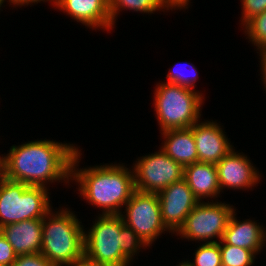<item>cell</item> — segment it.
<instances>
[{
  "mask_svg": "<svg viewBox=\"0 0 266 266\" xmlns=\"http://www.w3.org/2000/svg\"><path fill=\"white\" fill-rule=\"evenodd\" d=\"M43 219H28L1 227V233L17 256L40 253Z\"/></svg>",
  "mask_w": 266,
  "mask_h": 266,
  "instance_id": "5bb4252c",
  "label": "cell"
},
{
  "mask_svg": "<svg viewBox=\"0 0 266 266\" xmlns=\"http://www.w3.org/2000/svg\"><path fill=\"white\" fill-rule=\"evenodd\" d=\"M163 223L175 234L183 226L199 200L194 196L188 183L182 179L157 193Z\"/></svg>",
  "mask_w": 266,
  "mask_h": 266,
  "instance_id": "30bf717a",
  "label": "cell"
},
{
  "mask_svg": "<svg viewBox=\"0 0 266 266\" xmlns=\"http://www.w3.org/2000/svg\"><path fill=\"white\" fill-rule=\"evenodd\" d=\"M3 176V170H2V157L0 156V178Z\"/></svg>",
  "mask_w": 266,
  "mask_h": 266,
  "instance_id": "4dcf8cb0",
  "label": "cell"
},
{
  "mask_svg": "<svg viewBox=\"0 0 266 266\" xmlns=\"http://www.w3.org/2000/svg\"><path fill=\"white\" fill-rule=\"evenodd\" d=\"M220 190L252 189L260 182L261 174L251 160L242 153L231 150L217 164Z\"/></svg>",
  "mask_w": 266,
  "mask_h": 266,
  "instance_id": "8fae6325",
  "label": "cell"
},
{
  "mask_svg": "<svg viewBox=\"0 0 266 266\" xmlns=\"http://www.w3.org/2000/svg\"><path fill=\"white\" fill-rule=\"evenodd\" d=\"M162 146H160L169 157L181 164L183 167L198 161V154L192 130L171 129L162 131Z\"/></svg>",
  "mask_w": 266,
  "mask_h": 266,
  "instance_id": "e0dca14e",
  "label": "cell"
},
{
  "mask_svg": "<svg viewBox=\"0 0 266 266\" xmlns=\"http://www.w3.org/2000/svg\"><path fill=\"white\" fill-rule=\"evenodd\" d=\"M242 28L256 50L266 49V11L249 19Z\"/></svg>",
  "mask_w": 266,
  "mask_h": 266,
  "instance_id": "ffe728a7",
  "label": "cell"
},
{
  "mask_svg": "<svg viewBox=\"0 0 266 266\" xmlns=\"http://www.w3.org/2000/svg\"><path fill=\"white\" fill-rule=\"evenodd\" d=\"M242 4L241 25L243 26L249 19L266 11V0H240Z\"/></svg>",
  "mask_w": 266,
  "mask_h": 266,
  "instance_id": "cb8c5ba5",
  "label": "cell"
},
{
  "mask_svg": "<svg viewBox=\"0 0 266 266\" xmlns=\"http://www.w3.org/2000/svg\"><path fill=\"white\" fill-rule=\"evenodd\" d=\"M177 65L172 67L173 69H169V72L166 75V77H167L166 82L177 84V85H180L183 87H187V88L196 90L195 89V87H196L195 83L197 82V79L199 78V76H198L199 72H197L195 66L192 65V63L190 64L188 62L181 64L179 68H177ZM186 66H187V68H186ZM174 68H176V69H174ZM186 70H189L190 73L188 71H187V73H185Z\"/></svg>",
  "mask_w": 266,
  "mask_h": 266,
  "instance_id": "7402d4cb",
  "label": "cell"
},
{
  "mask_svg": "<svg viewBox=\"0 0 266 266\" xmlns=\"http://www.w3.org/2000/svg\"><path fill=\"white\" fill-rule=\"evenodd\" d=\"M171 6L176 10L178 9H188L190 0H167Z\"/></svg>",
  "mask_w": 266,
  "mask_h": 266,
  "instance_id": "f1b7e54d",
  "label": "cell"
},
{
  "mask_svg": "<svg viewBox=\"0 0 266 266\" xmlns=\"http://www.w3.org/2000/svg\"><path fill=\"white\" fill-rule=\"evenodd\" d=\"M196 144L198 161L217 164L231 150L233 145L226 132L216 121L198 120L191 128Z\"/></svg>",
  "mask_w": 266,
  "mask_h": 266,
  "instance_id": "7c38bea8",
  "label": "cell"
},
{
  "mask_svg": "<svg viewBox=\"0 0 266 266\" xmlns=\"http://www.w3.org/2000/svg\"><path fill=\"white\" fill-rule=\"evenodd\" d=\"M69 208L53 212L43 218L42 248L54 266H67L84 257V226Z\"/></svg>",
  "mask_w": 266,
  "mask_h": 266,
  "instance_id": "3957f363",
  "label": "cell"
},
{
  "mask_svg": "<svg viewBox=\"0 0 266 266\" xmlns=\"http://www.w3.org/2000/svg\"><path fill=\"white\" fill-rule=\"evenodd\" d=\"M196 249L193 261L186 260L190 266H222L219 241L200 243Z\"/></svg>",
  "mask_w": 266,
  "mask_h": 266,
  "instance_id": "44dd1931",
  "label": "cell"
},
{
  "mask_svg": "<svg viewBox=\"0 0 266 266\" xmlns=\"http://www.w3.org/2000/svg\"><path fill=\"white\" fill-rule=\"evenodd\" d=\"M120 235H122V253L131 262H133L135 254H139L141 248L148 247L130 227L124 224L122 217Z\"/></svg>",
  "mask_w": 266,
  "mask_h": 266,
  "instance_id": "603a6c76",
  "label": "cell"
},
{
  "mask_svg": "<svg viewBox=\"0 0 266 266\" xmlns=\"http://www.w3.org/2000/svg\"><path fill=\"white\" fill-rule=\"evenodd\" d=\"M10 1V5H14L15 6V8H16V5L19 7H22V6H28L29 4L30 5H32L33 3L34 4H37V3H40L41 1H43V2H53L54 3V1L55 0H9ZM12 3V4H11Z\"/></svg>",
  "mask_w": 266,
  "mask_h": 266,
  "instance_id": "83f0119b",
  "label": "cell"
},
{
  "mask_svg": "<svg viewBox=\"0 0 266 266\" xmlns=\"http://www.w3.org/2000/svg\"><path fill=\"white\" fill-rule=\"evenodd\" d=\"M51 4L89 29L112 30L109 0H55Z\"/></svg>",
  "mask_w": 266,
  "mask_h": 266,
  "instance_id": "4fadbf2b",
  "label": "cell"
},
{
  "mask_svg": "<svg viewBox=\"0 0 266 266\" xmlns=\"http://www.w3.org/2000/svg\"><path fill=\"white\" fill-rule=\"evenodd\" d=\"M77 149V145L47 139L13 145L8 154L1 155L3 176L29 186L48 188L47 184L63 181L69 185Z\"/></svg>",
  "mask_w": 266,
  "mask_h": 266,
  "instance_id": "6da1fadb",
  "label": "cell"
},
{
  "mask_svg": "<svg viewBox=\"0 0 266 266\" xmlns=\"http://www.w3.org/2000/svg\"><path fill=\"white\" fill-rule=\"evenodd\" d=\"M12 266H54L41 253L17 256Z\"/></svg>",
  "mask_w": 266,
  "mask_h": 266,
  "instance_id": "d4e9b609",
  "label": "cell"
},
{
  "mask_svg": "<svg viewBox=\"0 0 266 266\" xmlns=\"http://www.w3.org/2000/svg\"><path fill=\"white\" fill-rule=\"evenodd\" d=\"M135 190L158 193L174 182L183 179L184 167L169 157L162 149L140 156L131 167Z\"/></svg>",
  "mask_w": 266,
  "mask_h": 266,
  "instance_id": "9c48e42d",
  "label": "cell"
},
{
  "mask_svg": "<svg viewBox=\"0 0 266 266\" xmlns=\"http://www.w3.org/2000/svg\"><path fill=\"white\" fill-rule=\"evenodd\" d=\"M222 266H253L256 254L249 250L231 244L223 240L219 242Z\"/></svg>",
  "mask_w": 266,
  "mask_h": 266,
  "instance_id": "d6986e66",
  "label": "cell"
},
{
  "mask_svg": "<svg viewBox=\"0 0 266 266\" xmlns=\"http://www.w3.org/2000/svg\"><path fill=\"white\" fill-rule=\"evenodd\" d=\"M94 222L84 231V257L101 266H129L132 262L122 253L120 214H99Z\"/></svg>",
  "mask_w": 266,
  "mask_h": 266,
  "instance_id": "8992f818",
  "label": "cell"
},
{
  "mask_svg": "<svg viewBox=\"0 0 266 266\" xmlns=\"http://www.w3.org/2000/svg\"><path fill=\"white\" fill-rule=\"evenodd\" d=\"M184 261V262H183ZM183 261H181L178 265H176V266H190L188 263H187V261H185V260H183Z\"/></svg>",
  "mask_w": 266,
  "mask_h": 266,
  "instance_id": "1f68e13d",
  "label": "cell"
},
{
  "mask_svg": "<svg viewBox=\"0 0 266 266\" xmlns=\"http://www.w3.org/2000/svg\"><path fill=\"white\" fill-rule=\"evenodd\" d=\"M183 179L199 201H203L204 198L215 199L220 195L216 164L197 161L187 165L184 167Z\"/></svg>",
  "mask_w": 266,
  "mask_h": 266,
  "instance_id": "2e32d148",
  "label": "cell"
},
{
  "mask_svg": "<svg viewBox=\"0 0 266 266\" xmlns=\"http://www.w3.org/2000/svg\"><path fill=\"white\" fill-rule=\"evenodd\" d=\"M234 211L229 219L222 240L226 244H231L240 248L249 249L256 255L266 247V230L255 220H237ZM259 252V253H258Z\"/></svg>",
  "mask_w": 266,
  "mask_h": 266,
  "instance_id": "9a60e30c",
  "label": "cell"
},
{
  "mask_svg": "<svg viewBox=\"0 0 266 266\" xmlns=\"http://www.w3.org/2000/svg\"><path fill=\"white\" fill-rule=\"evenodd\" d=\"M256 53H259L260 55V64H261V76L262 77V81H263V85L264 87L266 88V49H262V50H259V52H256ZM266 91V89H265Z\"/></svg>",
  "mask_w": 266,
  "mask_h": 266,
  "instance_id": "4316f807",
  "label": "cell"
},
{
  "mask_svg": "<svg viewBox=\"0 0 266 266\" xmlns=\"http://www.w3.org/2000/svg\"><path fill=\"white\" fill-rule=\"evenodd\" d=\"M67 266H101V265H98L97 263L91 262L88 259H86L85 257H83L82 259L75 261L74 263L67 265Z\"/></svg>",
  "mask_w": 266,
  "mask_h": 266,
  "instance_id": "f546056e",
  "label": "cell"
},
{
  "mask_svg": "<svg viewBox=\"0 0 266 266\" xmlns=\"http://www.w3.org/2000/svg\"><path fill=\"white\" fill-rule=\"evenodd\" d=\"M16 258L13 247L0 233V265H13Z\"/></svg>",
  "mask_w": 266,
  "mask_h": 266,
  "instance_id": "484cf974",
  "label": "cell"
},
{
  "mask_svg": "<svg viewBox=\"0 0 266 266\" xmlns=\"http://www.w3.org/2000/svg\"><path fill=\"white\" fill-rule=\"evenodd\" d=\"M156 85L153 104L160 132L191 128L202 120L203 93L165 81Z\"/></svg>",
  "mask_w": 266,
  "mask_h": 266,
  "instance_id": "277c9868",
  "label": "cell"
},
{
  "mask_svg": "<svg viewBox=\"0 0 266 266\" xmlns=\"http://www.w3.org/2000/svg\"><path fill=\"white\" fill-rule=\"evenodd\" d=\"M81 150L75 152L71 162V178L78 185L83 199L101 208L102 215H118L135 191L133 169L124 163H111L79 169ZM78 167V168H77Z\"/></svg>",
  "mask_w": 266,
  "mask_h": 266,
  "instance_id": "7a4b0ae2",
  "label": "cell"
},
{
  "mask_svg": "<svg viewBox=\"0 0 266 266\" xmlns=\"http://www.w3.org/2000/svg\"><path fill=\"white\" fill-rule=\"evenodd\" d=\"M132 10L135 12L154 14L156 11L173 10L174 8L167 0H109V12L112 21V28L115 26L118 14L122 10Z\"/></svg>",
  "mask_w": 266,
  "mask_h": 266,
  "instance_id": "ac0fdd59",
  "label": "cell"
},
{
  "mask_svg": "<svg viewBox=\"0 0 266 266\" xmlns=\"http://www.w3.org/2000/svg\"><path fill=\"white\" fill-rule=\"evenodd\" d=\"M5 2H6V0H0V10H1V7L3 6L2 4H4ZM7 2H9V4H10L9 0H7Z\"/></svg>",
  "mask_w": 266,
  "mask_h": 266,
  "instance_id": "d6a6232c",
  "label": "cell"
},
{
  "mask_svg": "<svg viewBox=\"0 0 266 266\" xmlns=\"http://www.w3.org/2000/svg\"><path fill=\"white\" fill-rule=\"evenodd\" d=\"M49 188L0 178V228L28 219H43L51 210Z\"/></svg>",
  "mask_w": 266,
  "mask_h": 266,
  "instance_id": "5b68a950",
  "label": "cell"
},
{
  "mask_svg": "<svg viewBox=\"0 0 266 266\" xmlns=\"http://www.w3.org/2000/svg\"><path fill=\"white\" fill-rule=\"evenodd\" d=\"M120 214L125 225L130 227L147 245L152 244L166 232L171 233L162 220L157 193L135 190Z\"/></svg>",
  "mask_w": 266,
  "mask_h": 266,
  "instance_id": "ba28073f",
  "label": "cell"
},
{
  "mask_svg": "<svg viewBox=\"0 0 266 266\" xmlns=\"http://www.w3.org/2000/svg\"><path fill=\"white\" fill-rule=\"evenodd\" d=\"M216 200L199 201L175 235L188 241L220 242L236 208ZM214 238L217 240H213Z\"/></svg>",
  "mask_w": 266,
  "mask_h": 266,
  "instance_id": "52a82bcc",
  "label": "cell"
}]
</instances>
